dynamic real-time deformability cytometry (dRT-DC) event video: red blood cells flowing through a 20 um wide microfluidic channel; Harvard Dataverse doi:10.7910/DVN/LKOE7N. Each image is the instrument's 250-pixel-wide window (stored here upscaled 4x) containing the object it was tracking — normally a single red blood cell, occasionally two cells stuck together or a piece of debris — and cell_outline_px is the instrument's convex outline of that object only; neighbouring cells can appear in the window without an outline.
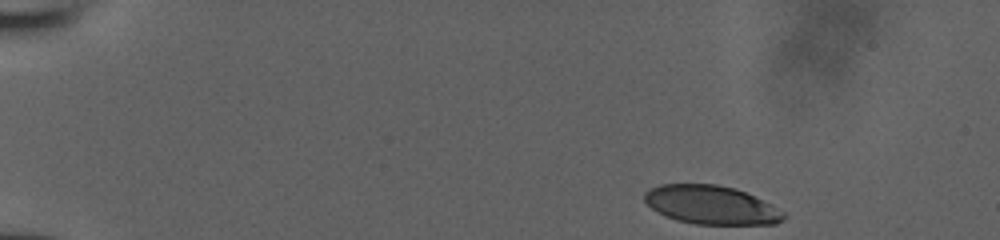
{"species": "human", "species_latin": "Homo sapiens", "temperature_condition": "room temperature", "stored_images_in_passage": 26, "camera_frame_rate_fps": 3000, "um_per_image_px": 0.085, "donor": {"sex": "male"}, "frame": {"image": 1, "passage_image": 1, "time_ms": 0.0, "image_size_px": [1000, 240], "cell_outline_px": [[788, 216], [784, 220], [776, 224], [696, 224], [676, 220], [664, 216], [652, 208], [644, 200], [644, 192], [660, 184], [716, 184], [736, 188], [772, 204], [784, 212]], "centroid_in_image_um": [60.48, 17.42], "position_along_channel_um": 24.5, "area_um2": 31.5}}
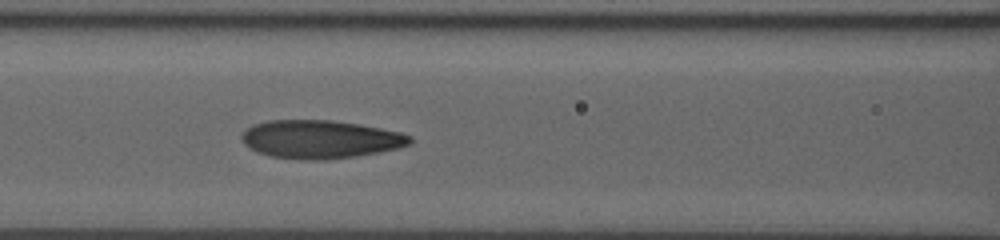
{"frame": {"image": 2, "passage_image": 11, "time_ms": 3.333, "image_size_px": [1000, 240], "cell_outline_px": [[412, 144], [400, 148], [380, 152], [356, 156], [328, 160], [308, 160], [268, 156], [256, 152], [248, 148], [244, 144], [240, 136], [252, 124], [268, 120], [332, 120], [360, 124], [400, 132], [412, 136]], "centroid_in_image_um": [27.23, 11.84], "position_along_channel_um": 139.4, "area_um2": 37.92}}
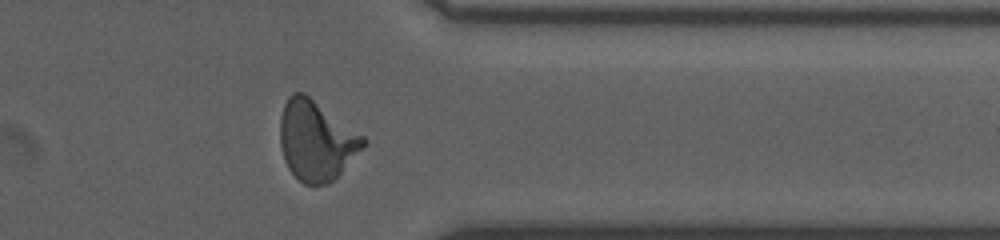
{"frame": {"image": 3, "passage_image": 22, "time_ms": 7.0, "image_size_px": [1000, 240], "cell_outline_px": [[368, 140], [340, 172], [328, 184], [304, 184], [288, 168], [284, 160], [280, 144], [280, 116], [284, 104], [288, 96], [292, 92], [304, 92], [364, 136]], "centroid_in_image_um": [26.84, 11.91], "position_along_channel_um": 384.6, "area_um2": 38.21}}